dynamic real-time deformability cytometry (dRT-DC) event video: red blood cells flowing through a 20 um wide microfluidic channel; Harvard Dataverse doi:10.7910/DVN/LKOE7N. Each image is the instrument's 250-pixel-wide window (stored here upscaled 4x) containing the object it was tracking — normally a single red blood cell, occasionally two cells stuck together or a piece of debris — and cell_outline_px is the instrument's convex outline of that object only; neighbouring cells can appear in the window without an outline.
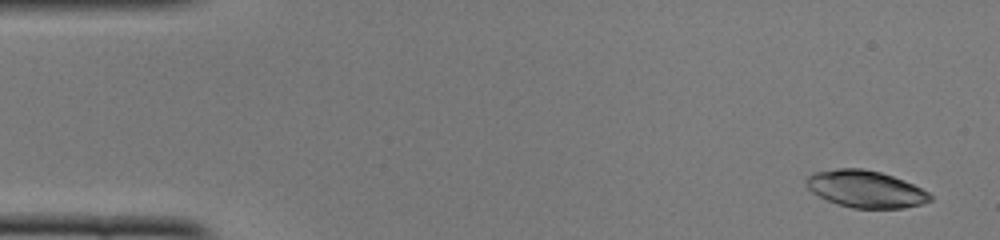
{"species": "common noctule bat (a hibernating species)", "species_latin": "Nyctalus noctula", "temperature_condition": "cold", "stored_images_in_passage": 48, "camera_frame_rate_fps": 3000, "um_per_image_px": 0.085, "animal": {"sex": "female", "body_mass_g": 22.0, "forearm_length_mm": 56.7}, "frame": {"image": 1, "passage_image": 1, "time_ms": 0.0, "image_size_px": [1000, 240], "cell_outline_px": [[932, 200], [920, 204], [904, 208], [852, 208], [836, 204], [812, 192], [808, 188], [804, 180], [812, 172], [836, 168], [860, 168], [880, 172], [904, 180], [928, 192], [932, 196]], "centroid_in_image_um": [73.54, 16.06], "position_along_channel_um": 11.5, "area_um2": 26.7}}
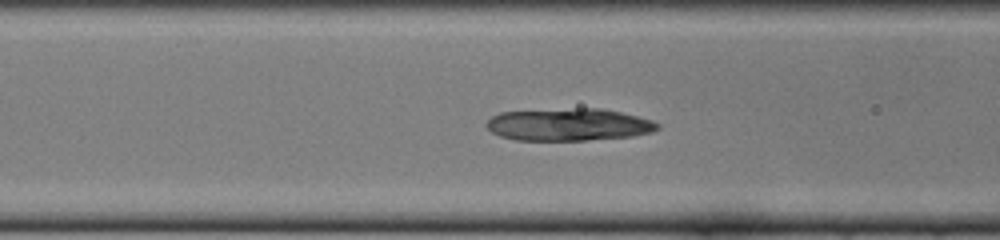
{"frame": {"image": 2, "passage_image": 18, "time_ms": 5.667, "image_size_px": [1000, 240], "cell_outline_px": [[660, 128], [652, 132], [632, 136], [584, 140], [516, 140], [500, 136], [492, 132], [484, 124], [492, 116], [500, 112], [576, 108], [600, 108], [620, 112], [652, 120], [660, 124]], "centroid_in_image_um": [48.34, 10.59], "position_along_channel_um": 118.3, "area_um2": 32.19}}
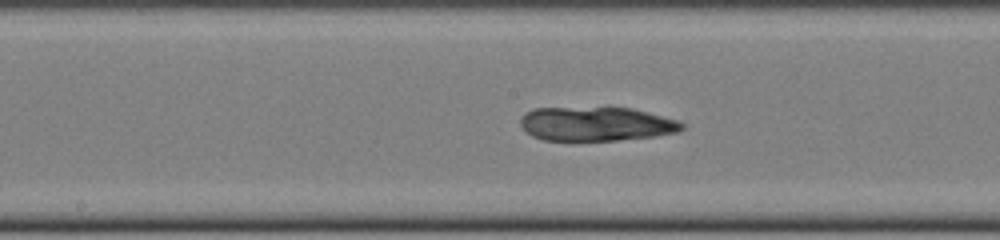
{"frame": {"image": 3, "passage_image": 24, "time_ms": 7.667, "image_size_px": [1000, 240], "cell_outline_px": [[684, 128], [680, 132], [652, 136], [616, 140], [544, 140], [532, 136], [520, 124], [520, 120], [524, 112], [532, 108], [632, 108], [680, 120], [684, 124]], "centroid_in_image_um": [50.7, 10.53], "position_along_channel_um": 197.5, "area_um2": 32.02}}